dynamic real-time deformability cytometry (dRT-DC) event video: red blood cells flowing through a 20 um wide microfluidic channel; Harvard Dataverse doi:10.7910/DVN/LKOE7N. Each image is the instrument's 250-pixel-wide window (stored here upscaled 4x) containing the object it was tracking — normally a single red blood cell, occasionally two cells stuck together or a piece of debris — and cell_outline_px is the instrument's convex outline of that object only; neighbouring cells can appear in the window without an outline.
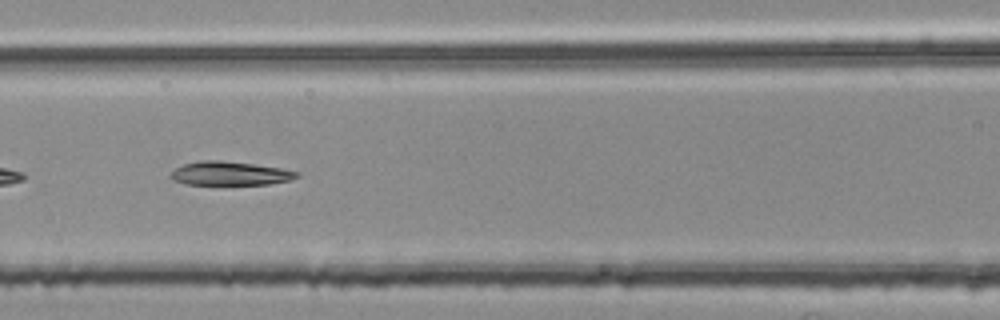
{"species": "common noctule bat (a hibernating species)", "species_latin": "Nyctalus noctula", "temperature_condition": "room temperature", "stored_images_in_passage": 11, "camera_frame_rate_fps": 3000, "um_per_image_px": 0.085, "animal": {"sex": "female", "body_mass_g": 25.1}, "frame": {"image": 1, "passage_image": 8, "time_ms": 2.333, "image_size_px": [1000, 320], "cell_outline_px": [[300, 176], [292, 180], [272, 184], [184, 184], [172, 180], [168, 176], [176, 168], [184, 164], [200, 160], [220, 160], [252, 164], [280, 168], [300, 172]], "centroid_in_image_um": [19.56, 14.74], "position_along_channel_um": 147.0, "area_um2": 17.51}}